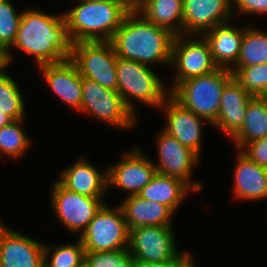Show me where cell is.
<instances>
[{
  "label": "cell",
  "mask_w": 267,
  "mask_h": 267,
  "mask_svg": "<svg viewBox=\"0 0 267 267\" xmlns=\"http://www.w3.org/2000/svg\"><path fill=\"white\" fill-rule=\"evenodd\" d=\"M10 0H0V42L9 49L15 41L22 11Z\"/></svg>",
  "instance_id": "obj_32"
},
{
  "label": "cell",
  "mask_w": 267,
  "mask_h": 267,
  "mask_svg": "<svg viewBox=\"0 0 267 267\" xmlns=\"http://www.w3.org/2000/svg\"><path fill=\"white\" fill-rule=\"evenodd\" d=\"M13 121V119L8 116L7 114L3 113L2 111H0V129L3 126L8 125L9 123H11Z\"/></svg>",
  "instance_id": "obj_37"
},
{
  "label": "cell",
  "mask_w": 267,
  "mask_h": 267,
  "mask_svg": "<svg viewBox=\"0 0 267 267\" xmlns=\"http://www.w3.org/2000/svg\"><path fill=\"white\" fill-rule=\"evenodd\" d=\"M130 9L123 0L78 2L64 11L73 43L111 41Z\"/></svg>",
  "instance_id": "obj_3"
},
{
  "label": "cell",
  "mask_w": 267,
  "mask_h": 267,
  "mask_svg": "<svg viewBox=\"0 0 267 267\" xmlns=\"http://www.w3.org/2000/svg\"><path fill=\"white\" fill-rule=\"evenodd\" d=\"M70 59L76 64L82 77L117 91L118 56L110 41L73 43Z\"/></svg>",
  "instance_id": "obj_9"
},
{
  "label": "cell",
  "mask_w": 267,
  "mask_h": 267,
  "mask_svg": "<svg viewBox=\"0 0 267 267\" xmlns=\"http://www.w3.org/2000/svg\"><path fill=\"white\" fill-rule=\"evenodd\" d=\"M267 63V30L245 26L240 55L233 67H248Z\"/></svg>",
  "instance_id": "obj_26"
},
{
  "label": "cell",
  "mask_w": 267,
  "mask_h": 267,
  "mask_svg": "<svg viewBox=\"0 0 267 267\" xmlns=\"http://www.w3.org/2000/svg\"><path fill=\"white\" fill-rule=\"evenodd\" d=\"M44 245L0 223V267H44Z\"/></svg>",
  "instance_id": "obj_14"
},
{
  "label": "cell",
  "mask_w": 267,
  "mask_h": 267,
  "mask_svg": "<svg viewBox=\"0 0 267 267\" xmlns=\"http://www.w3.org/2000/svg\"><path fill=\"white\" fill-rule=\"evenodd\" d=\"M24 120H13L0 129V154L10 159H18L24 155L25 151L28 152L32 140L22 127Z\"/></svg>",
  "instance_id": "obj_29"
},
{
  "label": "cell",
  "mask_w": 267,
  "mask_h": 267,
  "mask_svg": "<svg viewBox=\"0 0 267 267\" xmlns=\"http://www.w3.org/2000/svg\"><path fill=\"white\" fill-rule=\"evenodd\" d=\"M156 173L153 160L139 146H135L124 152L118 162L107 167L108 189L118 188L126 196L137 195Z\"/></svg>",
  "instance_id": "obj_13"
},
{
  "label": "cell",
  "mask_w": 267,
  "mask_h": 267,
  "mask_svg": "<svg viewBox=\"0 0 267 267\" xmlns=\"http://www.w3.org/2000/svg\"><path fill=\"white\" fill-rule=\"evenodd\" d=\"M156 144L157 163L154 161V166L157 173L181 179L195 193L200 192L203 184L200 181H194L192 173L194 166L199 163L201 158L164 130L157 133Z\"/></svg>",
  "instance_id": "obj_12"
},
{
  "label": "cell",
  "mask_w": 267,
  "mask_h": 267,
  "mask_svg": "<svg viewBox=\"0 0 267 267\" xmlns=\"http://www.w3.org/2000/svg\"><path fill=\"white\" fill-rule=\"evenodd\" d=\"M253 97L233 77L222 91L218 116L212 126L232 139L243 127L247 107Z\"/></svg>",
  "instance_id": "obj_19"
},
{
  "label": "cell",
  "mask_w": 267,
  "mask_h": 267,
  "mask_svg": "<svg viewBox=\"0 0 267 267\" xmlns=\"http://www.w3.org/2000/svg\"><path fill=\"white\" fill-rule=\"evenodd\" d=\"M80 112L121 130L132 129L139 119L126 107L118 91L84 77Z\"/></svg>",
  "instance_id": "obj_7"
},
{
  "label": "cell",
  "mask_w": 267,
  "mask_h": 267,
  "mask_svg": "<svg viewBox=\"0 0 267 267\" xmlns=\"http://www.w3.org/2000/svg\"><path fill=\"white\" fill-rule=\"evenodd\" d=\"M92 1H105V0H77V2H92Z\"/></svg>",
  "instance_id": "obj_42"
},
{
  "label": "cell",
  "mask_w": 267,
  "mask_h": 267,
  "mask_svg": "<svg viewBox=\"0 0 267 267\" xmlns=\"http://www.w3.org/2000/svg\"><path fill=\"white\" fill-rule=\"evenodd\" d=\"M230 71L241 86L253 96H260L267 88V63L232 67Z\"/></svg>",
  "instance_id": "obj_30"
},
{
  "label": "cell",
  "mask_w": 267,
  "mask_h": 267,
  "mask_svg": "<svg viewBox=\"0 0 267 267\" xmlns=\"http://www.w3.org/2000/svg\"><path fill=\"white\" fill-rule=\"evenodd\" d=\"M182 263H155L133 260L132 267H179Z\"/></svg>",
  "instance_id": "obj_35"
},
{
  "label": "cell",
  "mask_w": 267,
  "mask_h": 267,
  "mask_svg": "<svg viewBox=\"0 0 267 267\" xmlns=\"http://www.w3.org/2000/svg\"><path fill=\"white\" fill-rule=\"evenodd\" d=\"M232 78L230 69L218 68L210 74L181 81L170 95L184 108L213 125L218 116L222 91Z\"/></svg>",
  "instance_id": "obj_5"
},
{
  "label": "cell",
  "mask_w": 267,
  "mask_h": 267,
  "mask_svg": "<svg viewBox=\"0 0 267 267\" xmlns=\"http://www.w3.org/2000/svg\"><path fill=\"white\" fill-rule=\"evenodd\" d=\"M58 174L64 188L81 195L104 197L108 190L107 167L102 171L83 156Z\"/></svg>",
  "instance_id": "obj_18"
},
{
  "label": "cell",
  "mask_w": 267,
  "mask_h": 267,
  "mask_svg": "<svg viewBox=\"0 0 267 267\" xmlns=\"http://www.w3.org/2000/svg\"><path fill=\"white\" fill-rule=\"evenodd\" d=\"M194 255H190L179 267H196Z\"/></svg>",
  "instance_id": "obj_38"
},
{
  "label": "cell",
  "mask_w": 267,
  "mask_h": 267,
  "mask_svg": "<svg viewBox=\"0 0 267 267\" xmlns=\"http://www.w3.org/2000/svg\"><path fill=\"white\" fill-rule=\"evenodd\" d=\"M174 226H142L129 230L128 249L134 260L183 263L191 254L177 247Z\"/></svg>",
  "instance_id": "obj_6"
},
{
  "label": "cell",
  "mask_w": 267,
  "mask_h": 267,
  "mask_svg": "<svg viewBox=\"0 0 267 267\" xmlns=\"http://www.w3.org/2000/svg\"><path fill=\"white\" fill-rule=\"evenodd\" d=\"M52 185L51 210L62 225L79 238L105 203L104 197H89L69 191L57 180Z\"/></svg>",
  "instance_id": "obj_11"
},
{
  "label": "cell",
  "mask_w": 267,
  "mask_h": 267,
  "mask_svg": "<svg viewBox=\"0 0 267 267\" xmlns=\"http://www.w3.org/2000/svg\"><path fill=\"white\" fill-rule=\"evenodd\" d=\"M0 61L9 67L8 49L0 42Z\"/></svg>",
  "instance_id": "obj_36"
},
{
  "label": "cell",
  "mask_w": 267,
  "mask_h": 267,
  "mask_svg": "<svg viewBox=\"0 0 267 267\" xmlns=\"http://www.w3.org/2000/svg\"><path fill=\"white\" fill-rule=\"evenodd\" d=\"M240 151L256 164L267 168V137L246 143Z\"/></svg>",
  "instance_id": "obj_33"
},
{
  "label": "cell",
  "mask_w": 267,
  "mask_h": 267,
  "mask_svg": "<svg viewBox=\"0 0 267 267\" xmlns=\"http://www.w3.org/2000/svg\"><path fill=\"white\" fill-rule=\"evenodd\" d=\"M137 11L156 26L182 35L183 0H147Z\"/></svg>",
  "instance_id": "obj_24"
},
{
  "label": "cell",
  "mask_w": 267,
  "mask_h": 267,
  "mask_svg": "<svg viewBox=\"0 0 267 267\" xmlns=\"http://www.w3.org/2000/svg\"><path fill=\"white\" fill-rule=\"evenodd\" d=\"M147 0H134V10H137L142 4H144Z\"/></svg>",
  "instance_id": "obj_39"
},
{
  "label": "cell",
  "mask_w": 267,
  "mask_h": 267,
  "mask_svg": "<svg viewBox=\"0 0 267 267\" xmlns=\"http://www.w3.org/2000/svg\"><path fill=\"white\" fill-rule=\"evenodd\" d=\"M267 137V102L254 96L247 107L243 127L231 139L234 149L240 150L246 143Z\"/></svg>",
  "instance_id": "obj_25"
},
{
  "label": "cell",
  "mask_w": 267,
  "mask_h": 267,
  "mask_svg": "<svg viewBox=\"0 0 267 267\" xmlns=\"http://www.w3.org/2000/svg\"><path fill=\"white\" fill-rule=\"evenodd\" d=\"M128 248L111 251H85L84 267H132Z\"/></svg>",
  "instance_id": "obj_31"
},
{
  "label": "cell",
  "mask_w": 267,
  "mask_h": 267,
  "mask_svg": "<svg viewBox=\"0 0 267 267\" xmlns=\"http://www.w3.org/2000/svg\"><path fill=\"white\" fill-rule=\"evenodd\" d=\"M262 100L267 102V88L262 92V94L259 96Z\"/></svg>",
  "instance_id": "obj_41"
},
{
  "label": "cell",
  "mask_w": 267,
  "mask_h": 267,
  "mask_svg": "<svg viewBox=\"0 0 267 267\" xmlns=\"http://www.w3.org/2000/svg\"><path fill=\"white\" fill-rule=\"evenodd\" d=\"M11 48L33 56L37 66L71 58L73 42L64 13L56 15L35 8L23 10L15 41L8 49L9 65L14 59Z\"/></svg>",
  "instance_id": "obj_1"
},
{
  "label": "cell",
  "mask_w": 267,
  "mask_h": 267,
  "mask_svg": "<svg viewBox=\"0 0 267 267\" xmlns=\"http://www.w3.org/2000/svg\"><path fill=\"white\" fill-rule=\"evenodd\" d=\"M232 19V0H183L182 35L202 36Z\"/></svg>",
  "instance_id": "obj_16"
},
{
  "label": "cell",
  "mask_w": 267,
  "mask_h": 267,
  "mask_svg": "<svg viewBox=\"0 0 267 267\" xmlns=\"http://www.w3.org/2000/svg\"><path fill=\"white\" fill-rule=\"evenodd\" d=\"M236 11L244 15L267 14V0H232L233 16Z\"/></svg>",
  "instance_id": "obj_34"
},
{
  "label": "cell",
  "mask_w": 267,
  "mask_h": 267,
  "mask_svg": "<svg viewBox=\"0 0 267 267\" xmlns=\"http://www.w3.org/2000/svg\"><path fill=\"white\" fill-rule=\"evenodd\" d=\"M174 36L169 30L149 22L137 10H130L110 42L119 58L151 67H170Z\"/></svg>",
  "instance_id": "obj_2"
},
{
  "label": "cell",
  "mask_w": 267,
  "mask_h": 267,
  "mask_svg": "<svg viewBox=\"0 0 267 267\" xmlns=\"http://www.w3.org/2000/svg\"><path fill=\"white\" fill-rule=\"evenodd\" d=\"M74 243L44 245V267H84L85 249L80 239Z\"/></svg>",
  "instance_id": "obj_28"
},
{
  "label": "cell",
  "mask_w": 267,
  "mask_h": 267,
  "mask_svg": "<svg viewBox=\"0 0 267 267\" xmlns=\"http://www.w3.org/2000/svg\"><path fill=\"white\" fill-rule=\"evenodd\" d=\"M6 66L0 61V72L5 68Z\"/></svg>",
  "instance_id": "obj_43"
},
{
  "label": "cell",
  "mask_w": 267,
  "mask_h": 267,
  "mask_svg": "<svg viewBox=\"0 0 267 267\" xmlns=\"http://www.w3.org/2000/svg\"><path fill=\"white\" fill-rule=\"evenodd\" d=\"M130 10H134V0H123Z\"/></svg>",
  "instance_id": "obj_40"
},
{
  "label": "cell",
  "mask_w": 267,
  "mask_h": 267,
  "mask_svg": "<svg viewBox=\"0 0 267 267\" xmlns=\"http://www.w3.org/2000/svg\"><path fill=\"white\" fill-rule=\"evenodd\" d=\"M6 66L0 72V111L13 120L25 119V101L17 82L7 74ZM6 70V71H5Z\"/></svg>",
  "instance_id": "obj_27"
},
{
  "label": "cell",
  "mask_w": 267,
  "mask_h": 267,
  "mask_svg": "<svg viewBox=\"0 0 267 267\" xmlns=\"http://www.w3.org/2000/svg\"><path fill=\"white\" fill-rule=\"evenodd\" d=\"M105 202L79 237L85 251H111L128 248L129 230L119 205Z\"/></svg>",
  "instance_id": "obj_10"
},
{
  "label": "cell",
  "mask_w": 267,
  "mask_h": 267,
  "mask_svg": "<svg viewBox=\"0 0 267 267\" xmlns=\"http://www.w3.org/2000/svg\"><path fill=\"white\" fill-rule=\"evenodd\" d=\"M53 94L62 103L80 112L82 101V76L76 64L69 58L65 61L37 67Z\"/></svg>",
  "instance_id": "obj_17"
},
{
  "label": "cell",
  "mask_w": 267,
  "mask_h": 267,
  "mask_svg": "<svg viewBox=\"0 0 267 267\" xmlns=\"http://www.w3.org/2000/svg\"><path fill=\"white\" fill-rule=\"evenodd\" d=\"M159 109L166 114V123L162 130L201 158L202 126L206 120L184 108L171 95L164 100Z\"/></svg>",
  "instance_id": "obj_15"
},
{
  "label": "cell",
  "mask_w": 267,
  "mask_h": 267,
  "mask_svg": "<svg viewBox=\"0 0 267 267\" xmlns=\"http://www.w3.org/2000/svg\"><path fill=\"white\" fill-rule=\"evenodd\" d=\"M170 66L175 71L168 89L171 92L181 81L207 75L219 67L214 63L208 42L199 35L174 36Z\"/></svg>",
  "instance_id": "obj_8"
},
{
  "label": "cell",
  "mask_w": 267,
  "mask_h": 267,
  "mask_svg": "<svg viewBox=\"0 0 267 267\" xmlns=\"http://www.w3.org/2000/svg\"><path fill=\"white\" fill-rule=\"evenodd\" d=\"M194 190L181 179L156 173L151 181L137 194L145 200H152L167 206L174 214L182 201Z\"/></svg>",
  "instance_id": "obj_23"
},
{
  "label": "cell",
  "mask_w": 267,
  "mask_h": 267,
  "mask_svg": "<svg viewBox=\"0 0 267 267\" xmlns=\"http://www.w3.org/2000/svg\"><path fill=\"white\" fill-rule=\"evenodd\" d=\"M127 223L128 230L142 226H173L175 215L167 206L138 195L123 198L118 204Z\"/></svg>",
  "instance_id": "obj_22"
},
{
  "label": "cell",
  "mask_w": 267,
  "mask_h": 267,
  "mask_svg": "<svg viewBox=\"0 0 267 267\" xmlns=\"http://www.w3.org/2000/svg\"><path fill=\"white\" fill-rule=\"evenodd\" d=\"M117 91L122 96L126 107L138 118L135 103L148 107L159 108L170 95L168 86L164 83L153 67L133 60L117 59Z\"/></svg>",
  "instance_id": "obj_4"
},
{
  "label": "cell",
  "mask_w": 267,
  "mask_h": 267,
  "mask_svg": "<svg viewBox=\"0 0 267 267\" xmlns=\"http://www.w3.org/2000/svg\"><path fill=\"white\" fill-rule=\"evenodd\" d=\"M233 169V196L241 201L267 199V168L261 167L237 149Z\"/></svg>",
  "instance_id": "obj_20"
},
{
  "label": "cell",
  "mask_w": 267,
  "mask_h": 267,
  "mask_svg": "<svg viewBox=\"0 0 267 267\" xmlns=\"http://www.w3.org/2000/svg\"><path fill=\"white\" fill-rule=\"evenodd\" d=\"M244 30L245 26H235L230 20L202 35L209 44L214 63L219 68L231 69L236 64Z\"/></svg>",
  "instance_id": "obj_21"
}]
</instances>
